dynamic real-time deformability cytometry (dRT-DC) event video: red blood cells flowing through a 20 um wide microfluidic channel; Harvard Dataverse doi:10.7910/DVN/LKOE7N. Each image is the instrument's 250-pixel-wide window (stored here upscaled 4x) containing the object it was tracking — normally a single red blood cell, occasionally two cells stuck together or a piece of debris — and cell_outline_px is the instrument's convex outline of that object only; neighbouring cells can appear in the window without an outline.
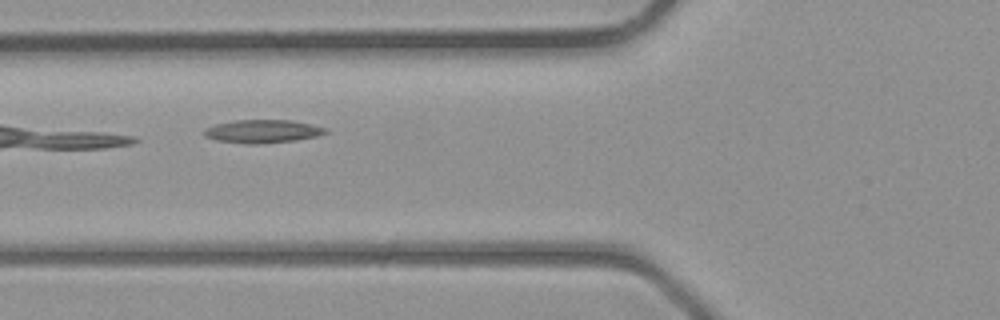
{"species": "common noctule bat (a hibernating species)", "species_latin": "Nyctalus noctula", "temperature_condition": "room temperature", "stored_images_in_passage": 18, "camera_frame_rate_fps": 3000, "um_per_image_px": 0.085, "animal": {"sex": "male", "body_mass_g": 23.1, "forearm_length_mm": 52.7}, "frame": {"image": 1, "passage_image": 3, "time_ms": 0.667, "image_size_px": [1000, 320], "cell_outline_px": [[328, 132], [316, 136], [296, 140], [260, 144], [244, 144], [216, 140], [204, 136], [204, 128], [216, 124], [236, 120], [292, 120], [312, 124], [328, 128]], "centroid_in_image_um": [22.33, 11.16], "position_along_channel_um": 103.5, "area_um2": 16.53}}